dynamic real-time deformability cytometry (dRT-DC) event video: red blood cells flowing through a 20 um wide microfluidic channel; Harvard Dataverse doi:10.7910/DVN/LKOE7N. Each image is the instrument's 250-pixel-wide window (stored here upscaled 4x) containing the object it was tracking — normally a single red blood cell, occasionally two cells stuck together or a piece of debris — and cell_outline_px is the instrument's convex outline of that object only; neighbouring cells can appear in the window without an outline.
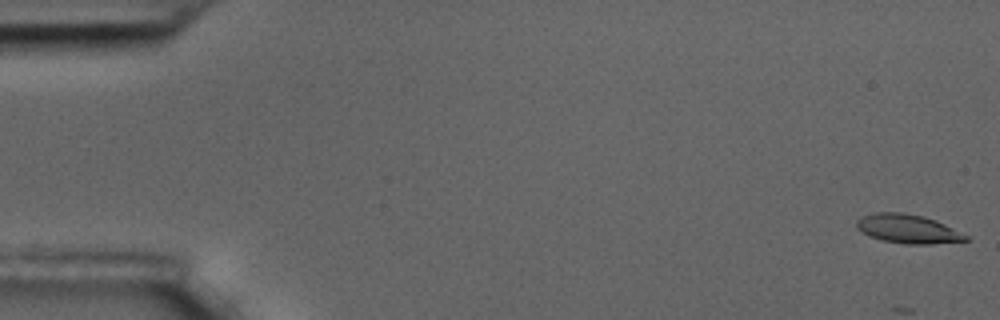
{"species": "common noctule bat (a hibernating species)", "species_latin": "Nyctalus noctula", "temperature_condition": "room temperature", "stored_images_in_passage": 54, "camera_frame_rate_fps": 3000, "um_per_image_px": 0.085, "animal": {"sex": "male", "body_mass_g": 17.5, "forearm_length_mm": 52.3}, "frame": {"image": 1, "passage_image": 1, "time_ms": 0.0, "image_size_px": [1000, 320], "cell_outline_px": [[968, 240], [932, 244], [904, 244], [884, 240], [868, 236], [860, 232], [856, 228], [856, 220], [860, 216], [876, 212], [904, 212], [924, 216], [936, 220], [968, 236]], "centroid_in_image_um": [77.11, 19.44], "position_along_channel_um": 7.9, "area_um2": 18.5}}
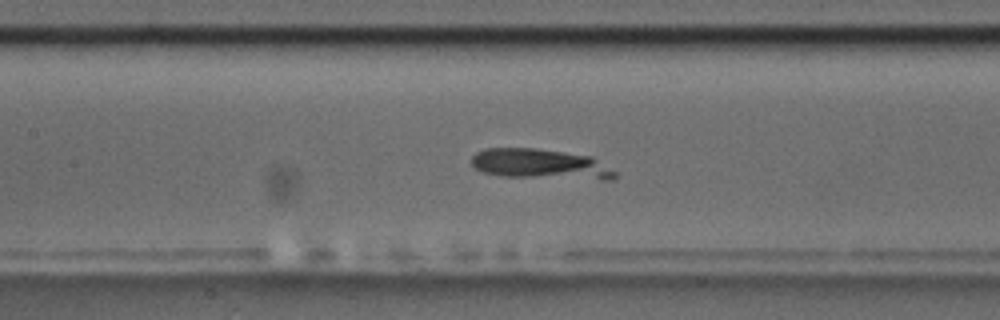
{"frame": {"image": 2, "passage_image": 27, "time_ms": 8.667, "image_size_px": [1000, 320], "cell_outline_px": [[616, 176], [612, 180], [600, 180], [500, 176], [484, 172], [476, 168], [472, 164], [472, 156], [476, 152], [484, 148], [536, 148], [592, 156], [616, 172]], "centroid_in_image_um": [45.95, 13.96], "position_along_channel_um": 161.4, "area_um2": 25.43}}
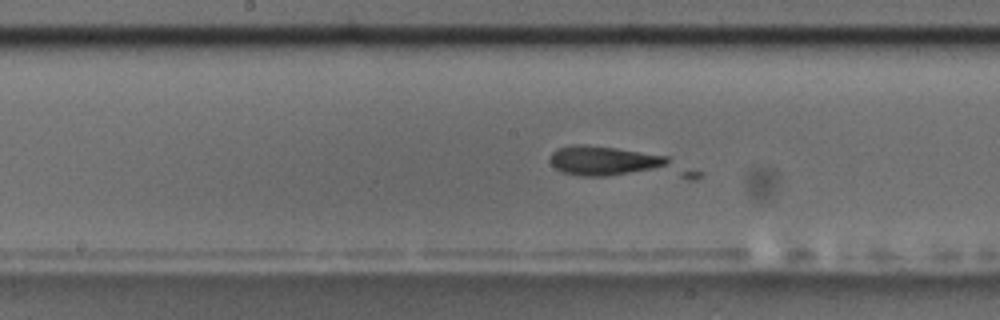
{"frame": {"image": 3, "passage_image": 30, "time_ms": 9.667, "image_size_px": [1000, 320], "cell_outline_px": [[704, 172], [696, 180], [688, 180], [580, 176], [560, 172], [548, 160], [552, 152], [556, 148], [572, 144], [584, 144], [616, 148], [668, 156]], "centroid_in_image_um": [52.63, 13.9], "position_along_channel_um": 195.6, "area_um2": 27.28}}